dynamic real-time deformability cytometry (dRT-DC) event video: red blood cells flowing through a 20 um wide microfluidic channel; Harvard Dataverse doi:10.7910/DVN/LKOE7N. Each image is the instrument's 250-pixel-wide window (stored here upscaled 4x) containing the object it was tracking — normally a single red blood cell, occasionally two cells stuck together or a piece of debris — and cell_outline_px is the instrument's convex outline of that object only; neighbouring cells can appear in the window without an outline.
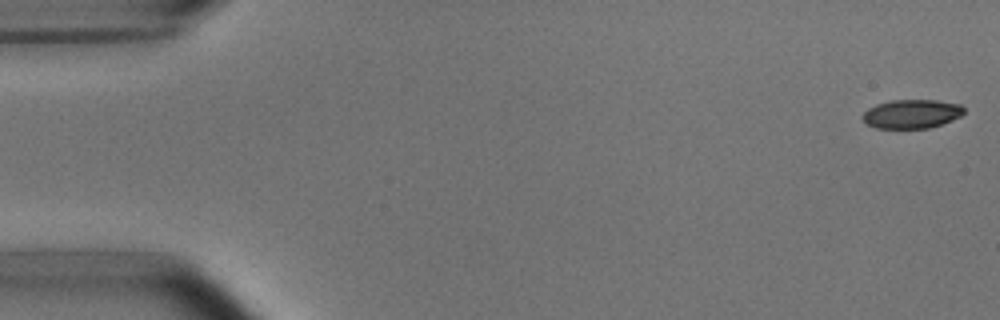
{"species": "common noctule bat (a hibernating species)", "species_latin": "Nyctalus noctula", "temperature_condition": "room temperature", "stored_images_in_passage": 52, "camera_frame_rate_fps": 3000, "um_per_image_px": 0.085, "animal": {"sex": "male", "body_mass_g": 15.6}, "frame": {"image": 1, "passage_image": 1, "time_ms": 0.0, "image_size_px": [1000, 320], "cell_outline_px": [[964, 112], [960, 116], [952, 120], [928, 128], [876, 128], [868, 124], [860, 116], [868, 108], [876, 104], [892, 100], [936, 100], [960, 104], [964, 108]], "centroid_in_image_um": [77.48, 9.67], "position_along_channel_um": 7.5, "area_um2": 16.99}}
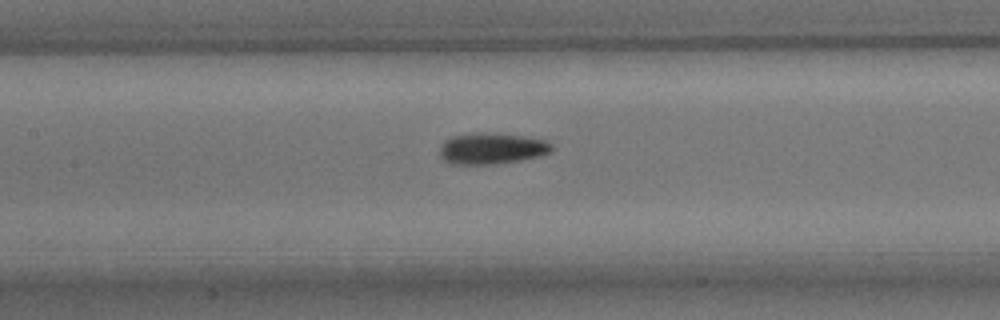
{"frame": {"image": 2, "passage_image": 24, "time_ms": 7.667, "image_size_px": [1000, 320], "cell_outline_px": [[552, 152], [540, 156], [520, 160], [496, 164], [448, 164], [440, 156], [440, 148], [444, 140], [452, 136], [520, 136], [544, 140], [552, 144]], "centroid_in_image_um": [41.8, 12.7], "position_along_channel_um": 165.6, "area_um2": 19.31}}
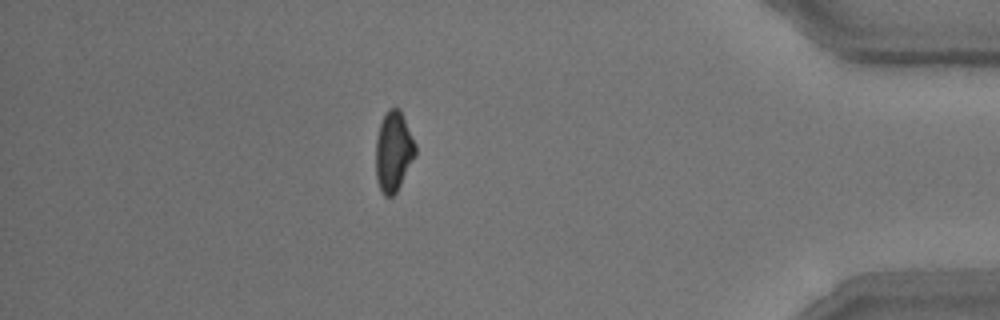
{"frame": {"image": 3, "passage_image": 46, "time_ms": 15.0, "image_size_px": [1000, 320], "cell_outline_px": [[416, 156], [396, 192], [392, 196], [384, 196], [376, 180], [376, 140], [380, 124], [388, 108], [400, 108], [416, 144]], "centroid_in_image_um": [33.46, 12.87], "position_along_channel_um": 401.7, "area_um2": 18.5}, "authors_computed_cell_mechanics": {"area_um2": 18.8717, "velocity_mm_per_s": 3.7877, "shape_relaxation_time_tau1_ms": 4.1204, "shape_relaxation_time_tau2_ms": 3.5989, "deformation_change_tau1": 0.1522, "deformation_change_tau2": 0.105}}